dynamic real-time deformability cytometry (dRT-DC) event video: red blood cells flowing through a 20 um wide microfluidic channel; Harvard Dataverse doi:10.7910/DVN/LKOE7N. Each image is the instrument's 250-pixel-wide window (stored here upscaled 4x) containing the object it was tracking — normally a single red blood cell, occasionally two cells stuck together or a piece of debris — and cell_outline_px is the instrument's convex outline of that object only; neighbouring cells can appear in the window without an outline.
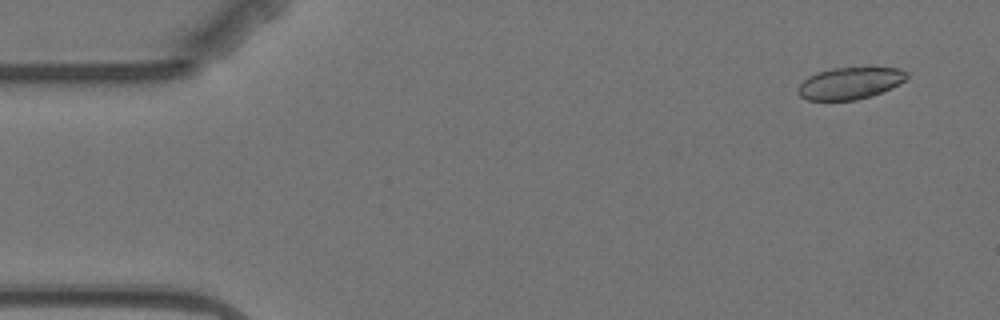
{"species": "Egyptian fruit bat (a non-hibernating species)", "species_latin": "Rousettus aegyptiacus", "temperature_condition": "warm", "stored_images_in_passage": 5, "camera_frame_rate_fps": 3000, "um_per_image_px": 0.085, "animal": {"sex": "female"}, "frame": {"image": 1, "passage_image": 1, "time_ms": 0.0, "image_size_px": [1000, 320], "cell_outline_px": [[908, 76], [900, 84], [892, 88], [872, 96], [856, 100], [808, 100], [800, 96], [796, 92], [796, 88], [808, 76], [816, 72], [832, 68], [868, 64], [872, 64], [900, 68], [908, 72]], "centroid_in_image_um": [72.31, 7.01], "position_along_channel_um": 12.7, "area_um2": 21.39}}
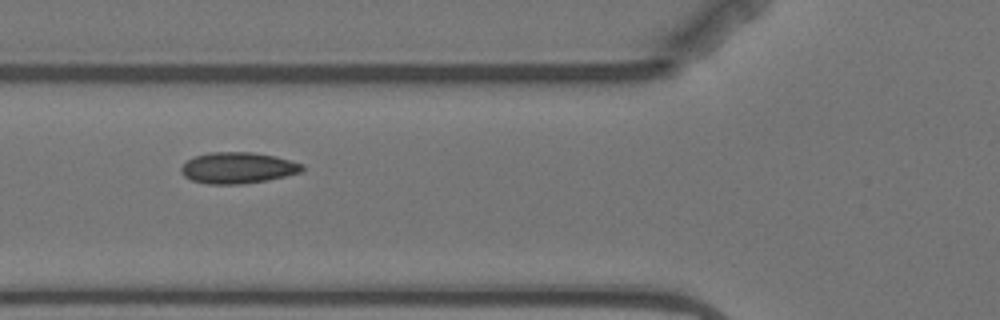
{"frame": {"image": 2, "passage_image": 4, "time_ms": 5.667, "image_size_px": [1000, 320], "cell_outline_px": [[304, 168], [300, 172], [268, 180], [244, 184], [208, 184], [192, 180], [184, 176], [180, 172], [180, 168], [188, 160], [196, 156], [208, 152], [252, 152], [276, 156], [304, 164]], "centroid_in_image_um": [20.22, 14.27], "position_along_channel_um": 105.6, "area_um2": 22.02}}
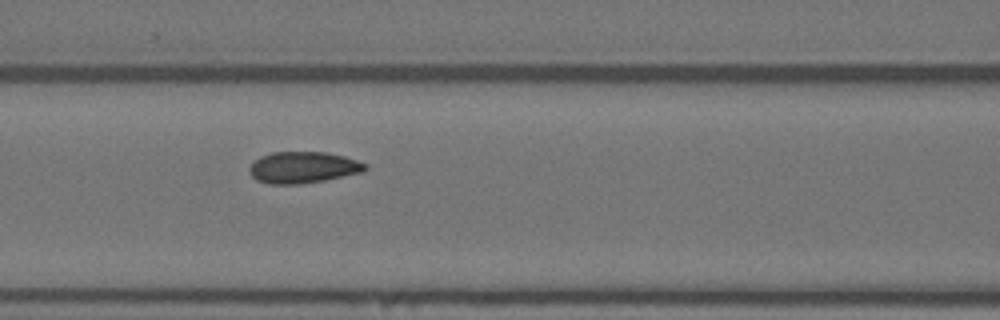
{"frame": {"image": 3, "passage_image": 5, "time_ms": 6.667, "image_size_px": [1000, 320], "cell_outline_px": [[368, 168], [364, 172], [324, 180], [296, 184], [268, 184], [256, 180], [248, 172], [248, 168], [260, 156], [272, 152], [324, 152], [344, 156], [368, 164]], "centroid_in_image_um": [25.76, 14.23], "position_along_channel_um": 140.8, "area_um2": 21.27}}